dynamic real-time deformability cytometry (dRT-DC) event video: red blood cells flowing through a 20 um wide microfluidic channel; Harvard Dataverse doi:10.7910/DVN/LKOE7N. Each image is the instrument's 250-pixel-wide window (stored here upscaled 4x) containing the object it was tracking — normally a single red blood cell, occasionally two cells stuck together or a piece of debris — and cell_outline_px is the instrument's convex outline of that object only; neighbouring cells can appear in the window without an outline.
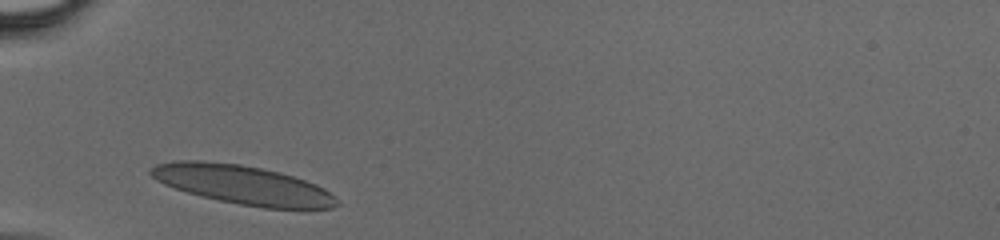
{"species": "human", "species_latin": "Homo sapiens", "temperature_condition": "cold", "stored_images_in_passage": 24, "camera_frame_rate_fps": 3000, "um_per_image_px": 0.085, "donor": {"sex": "male"}, "frame": {"image": 1, "passage_image": 1, "time_ms": 0.0, "image_size_px": [1000, 240], "cell_outline_px": [[340, 204], [332, 208], [264, 208], [240, 204], [220, 200], [188, 192], [164, 184], [156, 180], [148, 172], [156, 164], [176, 160], [200, 160], [240, 164], [260, 168], [292, 176], [316, 184], [324, 188]], "centroid_in_image_um": [20.61, 15.7], "position_along_channel_um": 64.4, "area_um2": 41.56}}
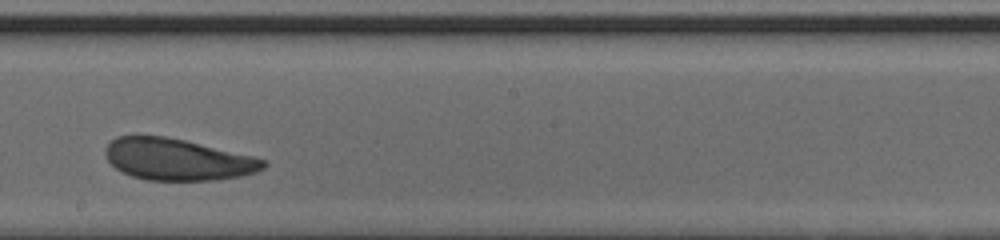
{"frame": {"image": 2, "passage_image": 13, "time_ms": 4.0, "image_size_px": [1000, 240], "cell_outline_px": [[268, 164], [264, 168], [256, 172], [240, 176], [212, 180], [148, 180], [132, 176], [116, 168], [108, 160], [104, 152], [104, 148], [116, 136], [168, 136], [252, 156], [264, 160]], "centroid_in_image_um": [15.07, 13.55], "position_along_channel_um": 233.1, "area_um2": 38.03}}
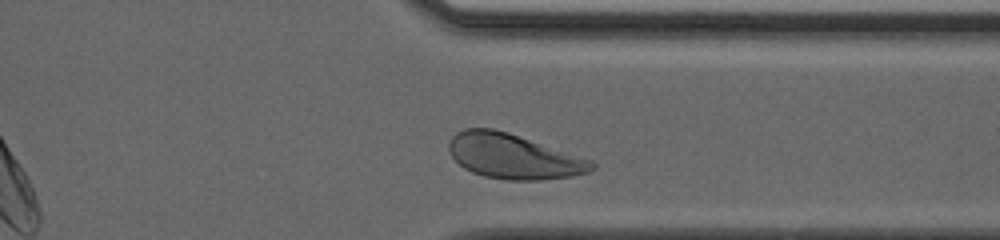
{"frame": {"image": 3, "passage_image": 22, "time_ms": 7.0, "image_size_px": [1000, 240], "cell_outline_px": [[596, 168], [588, 172], [572, 176], [540, 180], [508, 180], [484, 176], [472, 172], [464, 168], [452, 156], [448, 148], [448, 144], [452, 136], [456, 132], [464, 128], [492, 128], [508, 132], [592, 160], [596, 164]], "centroid_in_image_um": [43.64, 13.29], "position_along_channel_um": 367.8, "area_um2": 37.28}}